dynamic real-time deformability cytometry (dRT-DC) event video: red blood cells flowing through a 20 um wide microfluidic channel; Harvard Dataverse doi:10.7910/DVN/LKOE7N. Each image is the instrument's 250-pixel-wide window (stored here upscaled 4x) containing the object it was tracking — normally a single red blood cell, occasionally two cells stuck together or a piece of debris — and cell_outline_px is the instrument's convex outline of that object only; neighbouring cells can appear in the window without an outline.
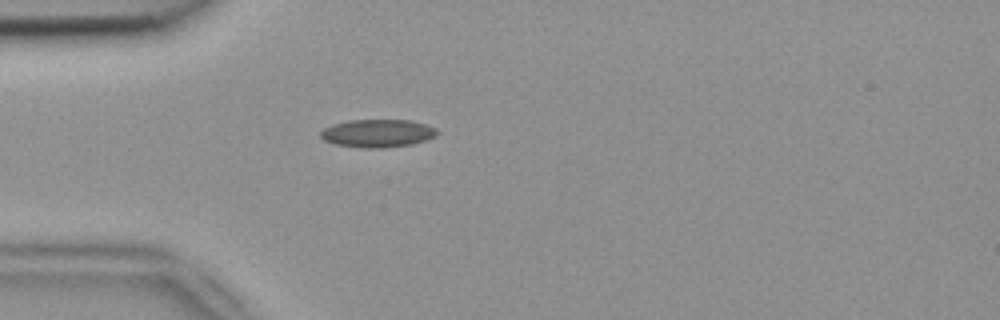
{"species": "common noctule bat (a hibernating species)", "species_latin": "Nyctalus noctula", "temperature_condition": "room temperature", "stored_images_in_passage": 1, "camera_frame_rate_fps": 3000, "um_per_image_px": 0.085, "animal": {"sex": "female", "body_mass_g": 18.4}, "frame": {"image": 1, "passage_image": 1, "time_ms": 0.0, "image_size_px": [1000, 320], "cell_outline_px": [[440, 132], [436, 136], [428, 140], [412, 144], [380, 148], [364, 148], [336, 144], [324, 140], [320, 136], [320, 132], [324, 128], [332, 124], [348, 120], [408, 120], [424, 124], [436, 128]], "centroid_in_image_um": [32.11, 11.33], "position_along_channel_um": 52.9, "area_um2": 19.02}}